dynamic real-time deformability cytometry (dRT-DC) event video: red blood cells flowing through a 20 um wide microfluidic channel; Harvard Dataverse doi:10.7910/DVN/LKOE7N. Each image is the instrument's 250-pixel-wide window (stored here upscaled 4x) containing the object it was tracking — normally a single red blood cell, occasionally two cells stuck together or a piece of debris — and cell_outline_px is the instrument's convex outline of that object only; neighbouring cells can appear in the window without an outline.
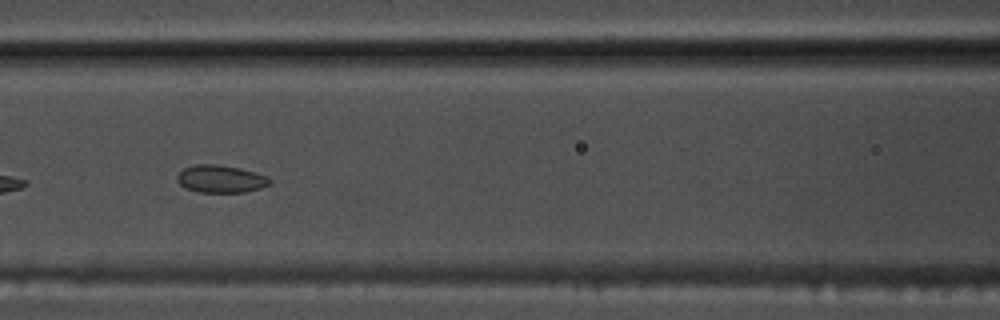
{"species": "common noctule bat (a hibernating species)", "species_latin": "Nyctalus noctula", "temperature_condition": "warm", "stored_images_in_passage": 39, "camera_frame_rate_fps": 3000, "um_per_image_px": 0.085, "animal": {"sex": "male", "body_mass_g": 17.5, "forearm_length_mm": 52.3}, "frame": {"image": 1, "passage_image": 9, "time_ms": 2.667, "image_size_px": [1000, 320], "cell_outline_px": [[272, 184], [260, 188], [244, 192], [196, 192], [180, 184], [176, 180], [176, 176], [184, 168], [196, 164], [216, 164], [240, 168], [268, 176], [272, 180]], "centroid_in_image_um": [18.78, 15.2], "position_along_channel_um": 147.8, "area_um2": 14.91}}
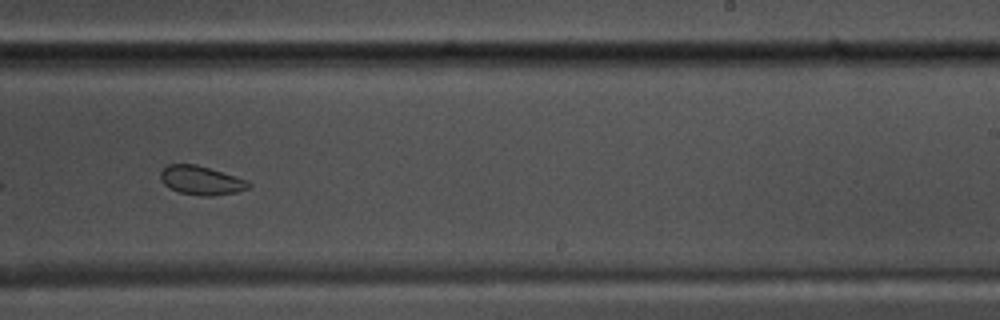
{"frame": {"image": 2, "passage_image": 19, "time_ms": 6.0, "image_size_px": [1000, 320], "cell_outline_px": [[252, 184], [248, 188], [236, 192], [212, 196], [200, 196], [180, 192], [168, 188], [160, 180], [160, 172], [168, 164], [196, 164], [248, 180]], "centroid_in_image_um": [17.08, 15.33], "position_along_channel_um": 271.9, "area_um2": 14.85}}
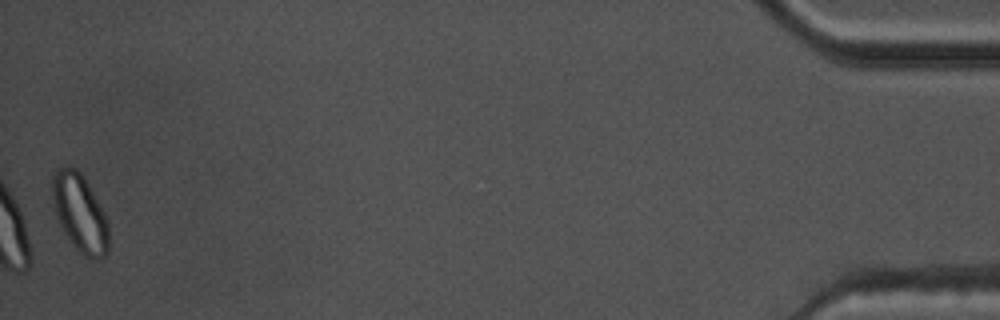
{"frame": {"image": 3, "passage_image": 39, "time_ms": 12.667, "image_size_px": [1000, 320], "cell_outline_px": [[108, 252], [104, 256], [96, 260], [92, 260], [84, 256], [68, 240], [56, 216], [52, 200], [52, 176], [60, 168], [76, 168], [80, 172], [104, 212], [108, 220]], "centroid_in_image_um": [6.79, 18.16], "position_along_channel_um": 428.4, "area_um2": 25.32}, "authors_computed_cell_mechanics": {"area_um2": 15.2014, "velocity_mm_per_s": 3.7381, "shape_relaxation_time_tau1_ms": 4.978, "shape_relaxation_time_tau2_ms": 2.6892, "deformation_change_tau1": 0.0859, "deformation_change_tau2": 0.0776}}